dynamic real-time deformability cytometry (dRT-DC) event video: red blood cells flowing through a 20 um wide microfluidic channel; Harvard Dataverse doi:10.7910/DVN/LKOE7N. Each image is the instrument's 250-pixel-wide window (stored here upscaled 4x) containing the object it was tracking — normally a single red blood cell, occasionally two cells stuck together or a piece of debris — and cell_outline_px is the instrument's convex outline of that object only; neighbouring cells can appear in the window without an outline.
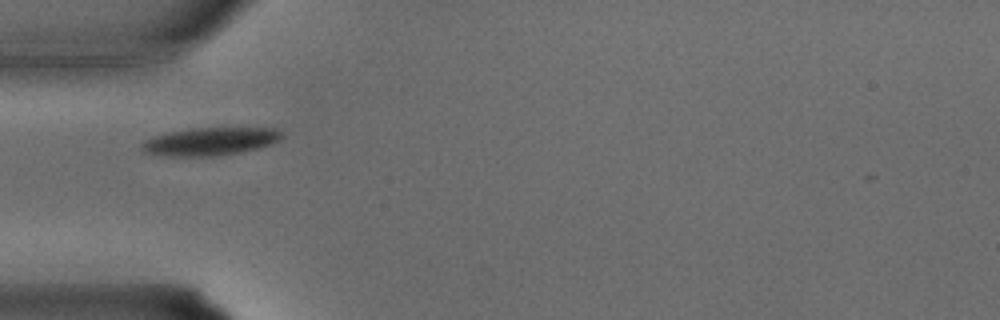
{"species": "common noctule bat (a hibernating species)", "species_latin": "Nyctalus noctula", "temperature_condition": "warm", "stored_images_in_passage": 25, "camera_frame_rate_fps": 3000, "um_per_image_px": 0.085, "animal": {"sex": "male", "body_mass_g": 15.6}, "frame": {"image": 1, "passage_image": 1, "time_ms": 0.0, "image_size_px": [1000, 320], "cell_outline_px": [[284, 136], [280, 140], [272, 144], [240, 152], [216, 156], [168, 156], [144, 152], [140, 148], [140, 144], [144, 140], [168, 132], [192, 128], [276, 128]], "centroid_in_image_um": [17.86, 12.02], "position_along_channel_um": 67.1, "area_um2": 22.72}}
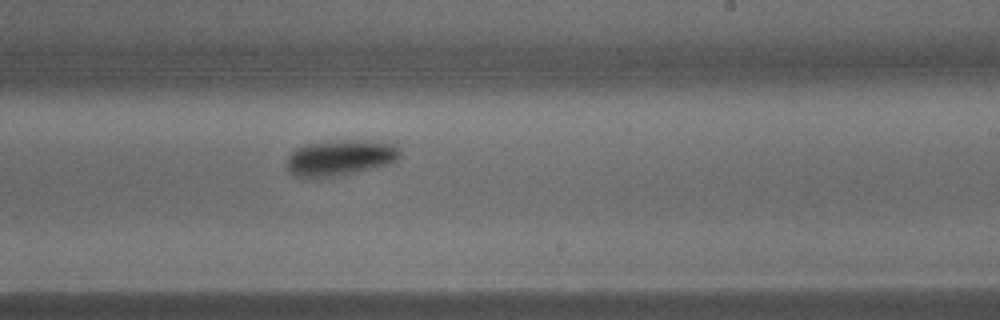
{"frame": {"image": 2, "passage_image": 11, "time_ms": 3.333, "image_size_px": [1000, 320], "cell_outline_px": [[400, 156], [392, 164], [332, 176], [296, 176], [288, 172], [288, 156], [296, 148], [304, 144], [348, 140], [364, 140], [396, 144], [400, 148]], "centroid_in_image_um": [28.96, 13.38], "position_along_channel_um": 260.0, "area_um2": 23.18}}
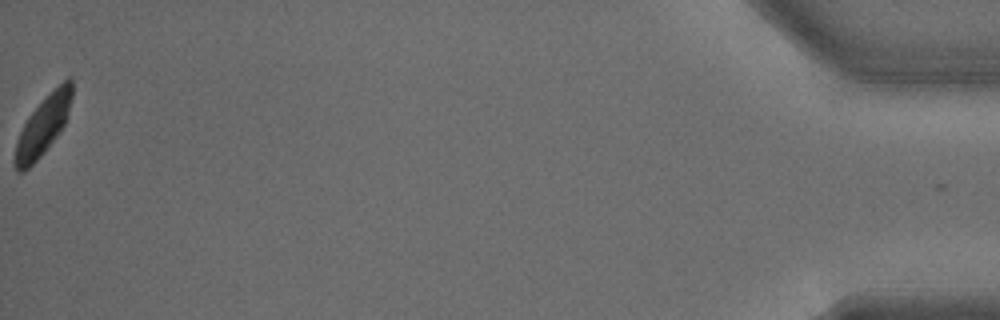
{"frame": {"image": 3, "passage_image": 25, "time_ms": 8.0, "image_size_px": [1000, 320], "cell_outline_px": [[72, 96], [68, 112], [64, 124], [60, 132], [44, 152], [24, 172], [16, 172], [12, 160], [16, 140], [28, 116], [44, 96], [68, 76], [72, 76]], "centroid_in_image_um": [3.63, 10.68], "position_along_channel_um": 431.6, "area_um2": 19.88}}